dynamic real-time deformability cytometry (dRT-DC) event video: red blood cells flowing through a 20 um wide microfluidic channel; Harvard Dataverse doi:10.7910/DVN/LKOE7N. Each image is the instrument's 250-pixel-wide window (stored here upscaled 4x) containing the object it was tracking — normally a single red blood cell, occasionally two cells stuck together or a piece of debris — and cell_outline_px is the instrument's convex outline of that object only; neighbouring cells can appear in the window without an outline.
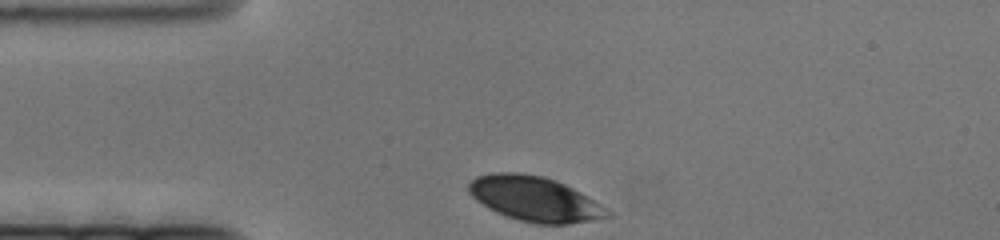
{"species": "human", "species_latin": "Homo sapiens", "temperature_condition": "cold", "stored_images_in_passage": 46, "camera_frame_rate_fps": 3000, "um_per_image_px": 0.085, "donor": {"sex": "female"}, "frame": {"image": 1, "passage_image": 1, "time_ms": 0.0, "image_size_px": [1000, 240], "cell_outline_px": [[612, 216], [592, 220], [568, 224], [536, 224], [520, 220], [496, 212], [488, 208], [476, 200], [468, 192], [468, 184], [476, 176], [492, 172], [516, 172], [544, 176], [556, 180], [580, 192], [600, 204], [612, 212]], "centroid_in_image_um": [45.44, 16.9], "position_along_channel_um": 39.6, "area_um2": 36.18}}
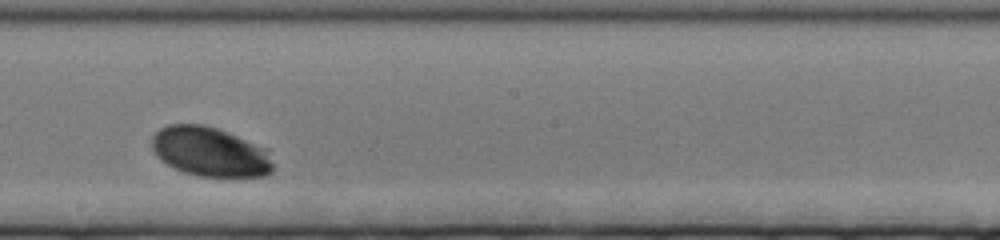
{"frame": {"image": 2, "passage_image": 27, "time_ms": 8.667, "image_size_px": [1000, 240], "cell_outline_px": [[272, 172], [264, 176], [196, 176], [184, 172], [160, 160], [156, 156], [152, 148], [152, 136], [160, 128], [168, 124], [204, 124], [216, 128], [268, 148], [272, 164]], "centroid_in_image_um": [17.84, 12.89], "position_along_channel_um": 230.4, "area_um2": 34.91}}
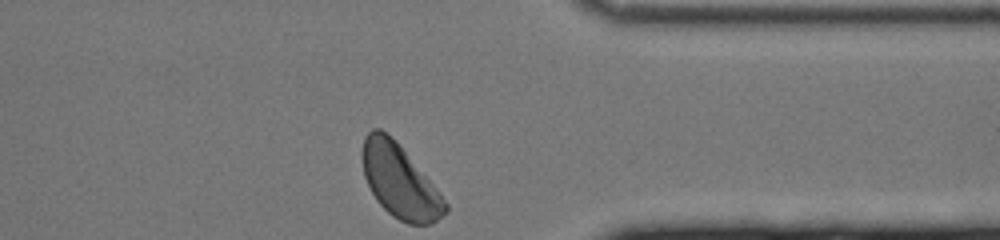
{"frame": {"image": 3, "passage_image": 46, "time_ms": 15.0, "image_size_px": [1000, 240], "cell_outline_px": [[448, 212], [432, 224], [408, 224], [392, 216], [376, 200], [364, 176], [360, 156], [360, 152], [364, 136], [372, 128], [380, 128], [404, 152], [432, 184], [448, 204]], "centroid_in_image_um": [33.93, 15.44], "position_along_channel_um": 377.5, "area_um2": 34.74}}